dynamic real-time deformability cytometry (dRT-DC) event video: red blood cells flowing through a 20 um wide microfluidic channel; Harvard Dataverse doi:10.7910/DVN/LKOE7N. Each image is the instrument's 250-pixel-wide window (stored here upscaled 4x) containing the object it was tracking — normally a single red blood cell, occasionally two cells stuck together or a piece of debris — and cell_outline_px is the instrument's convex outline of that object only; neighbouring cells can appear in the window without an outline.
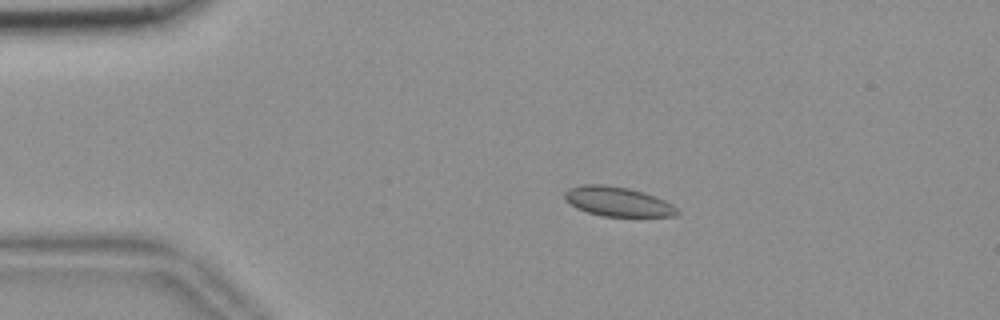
{"species": "common noctule bat (a hibernating species)", "species_latin": "Nyctalus noctula", "temperature_condition": "room temperature", "stored_images_in_passage": 47, "camera_frame_rate_fps": 3000, "um_per_image_px": 0.085, "animal": {"sex": "female", "body_mass_g": 18.4}, "frame": {"image": 1, "passage_image": 3, "time_ms": 0.667, "image_size_px": [1000, 320], "cell_outline_px": [[680, 212], [676, 216], [604, 216], [588, 212], [576, 208], [564, 200], [564, 192], [568, 188], [584, 184], [604, 184], [628, 188], [644, 192], [664, 200], [672, 204]], "centroid_in_image_um": [52.48, 17.12], "position_along_channel_um": 32.5, "area_um2": 19.36}}
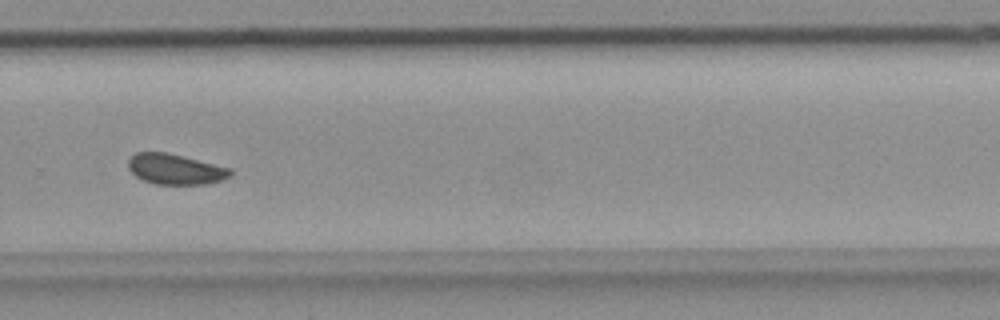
{"frame": {"image": 2, "passage_image": 30, "time_ms": 9.667, "image_size_px": [1000, 320], "cell_outline_px": [[232, 172], [228, 176], [220, 180], [208, 184], [156, 184], [144, 180], [136, 176], [128, 168], [128, 160], [136, 152], [168, 152], [232, 168]], "centroid_in_image_um": [14.9, 14.37], "position_along_channel_um": 314.9, "area_um2": 18.09}}
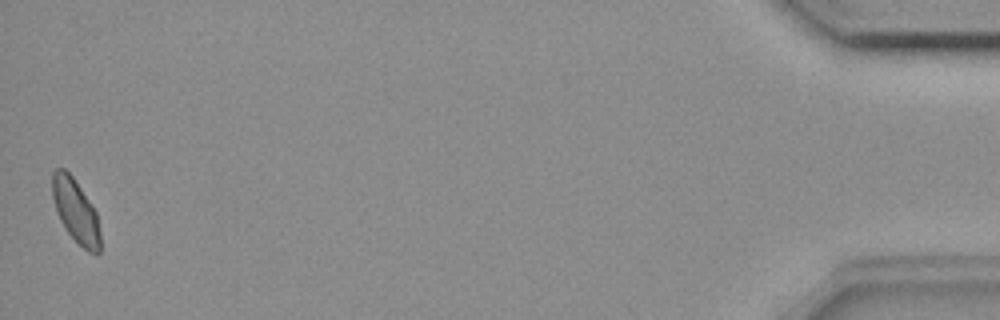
{"frame": {"image": 3, "passage_image": 47, "time_ms": 15.333, "image_size_px": [1000, 320], "cell_outline_px": [[100, 252], [96, 256], [88, 252], [68, 232], [60, 220], [52, 196], [52, 172], [56, 168], [64, 168], [72, 176], [96, 212], [100, 232]], "centroid_in_image_um": [6.44, 17.94], "position_along_channel_um": 428.8, "area_um2": 17.46}, "authors_computed_cell_mechanics": {"area_um2": 18.785, "velocity_mm_per_s": 3.656, "shape_relaxation_time_tau1_ms": 8.5502, "shape_relaxation_time_tau2_ms": 0.7828, "deformation_change_tau1": 0.0844, "deformation_change_tau2": 0.0585}}